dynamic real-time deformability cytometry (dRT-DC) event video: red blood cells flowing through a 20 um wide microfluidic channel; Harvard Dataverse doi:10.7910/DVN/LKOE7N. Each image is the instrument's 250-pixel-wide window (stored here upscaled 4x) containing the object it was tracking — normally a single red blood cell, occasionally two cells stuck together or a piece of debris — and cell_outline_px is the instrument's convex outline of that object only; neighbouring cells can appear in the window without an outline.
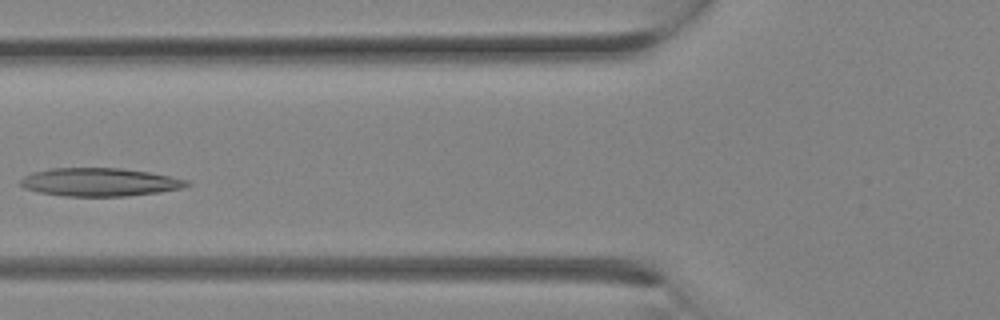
{"species": "Egyptian fruit bat (a non-hibernating species)", "species_latin": "Rousettus aegyptiacus", "temperature_condition": "room temperature", "stored_images_in_passage": 11, "camera_frame_rate_fps": 3000, "um_per_image_px": 0.085, "animal": {"sex": "female"}, "frame": {"image": 1, "passage_image": 5, "time_ms": 1.333, "image_size_px": [1000, 320], "cell_outline_px": [[192, 184], [184, 188], [160, 192], [128, 196], [64, 196], [40, 192], [24, 188], [20, 184], [20, 180], [24, 176], [32, 172], [48, 168], [120, 168], [148, 172], [188, 180]], "centroid_in_image_um": [8.48, 15.48], "position_along_channel_um": 117.3, "area_um2": 27.4}}
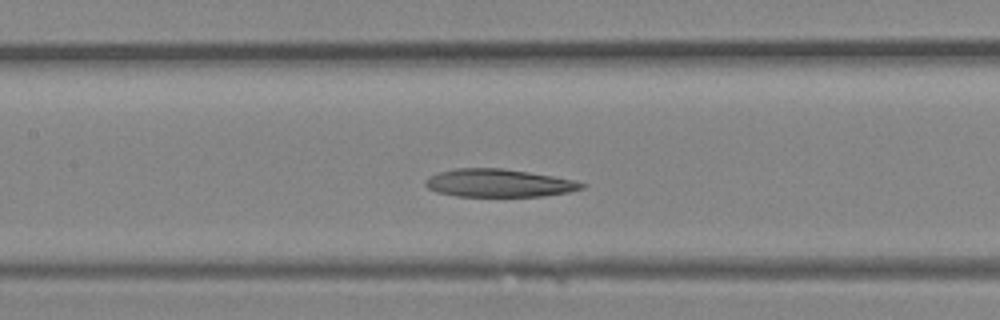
{"frame": {"image": 2, "passage_image": 7, "time_ms": 2.0, "image_size_px": [1000, 320], "cell_outline_px": [[588, 184], [584, 188], [568, 192], [544, 196], [456, 196], [436, 192], [428, 188], [424, 184], [424, 180], [428, 176], [436, 172], [456, 168], [500, 168], [528, 172], [576, 180]], "centroid_in_image_um": [42.37, 15.56], "position_along_channel_um": 165.0, "area_um2": 25.61}}
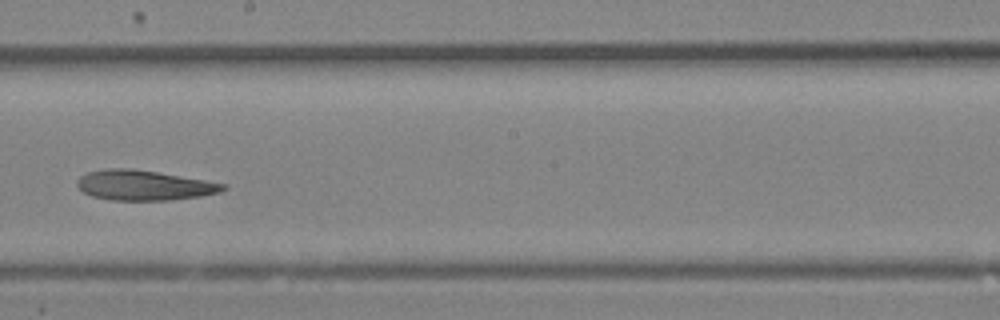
{"frame": {"image": 3, "passage_image": 10, "time_ms": 3.0, "image_size_px": [1000, 320], "cell_outline_px": [[228, 188], [220, 192], [200, 196], [172, 200], [112, 200], [92, 196], [84, 192], [76, 184], [76, 180], [80, 176], [88, 172], [104, 168], [132, 168], [228, 184]], "centroid_in_image_um": [12.23, 15.74], "position_along_channel_um": 236.0, "area_um2": 25.55}}